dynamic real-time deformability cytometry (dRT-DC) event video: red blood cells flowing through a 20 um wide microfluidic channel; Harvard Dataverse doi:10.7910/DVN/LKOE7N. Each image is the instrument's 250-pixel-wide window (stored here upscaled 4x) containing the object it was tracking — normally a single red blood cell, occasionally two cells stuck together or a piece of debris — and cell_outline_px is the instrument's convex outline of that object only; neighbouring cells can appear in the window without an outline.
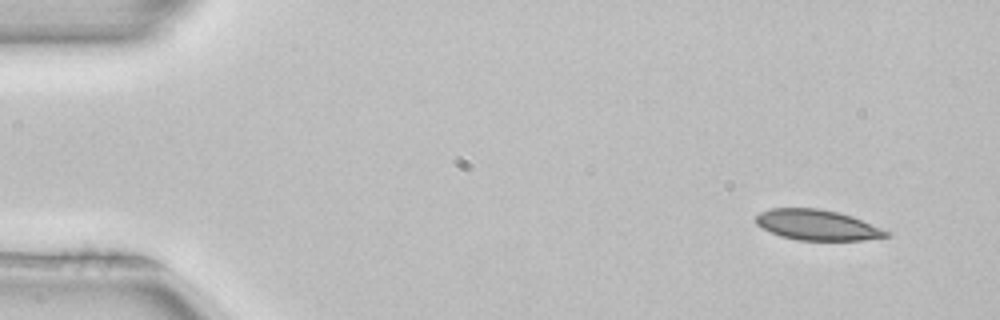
{"species": "common noctule bat (a hibernating species)", "species_latin": "Nyctalus noctula", "temperature_condition": "room temperature", "stored_images_in_passage": 48, "camera_frame_rate_fps": 3000, "um_per_image_px": 0.085, "animal": {"sex": "female", "body_mass_g": 22.7, "forearm_length_mm": 54.2}, "frame": {"image": 1, "passage_image": 1, "time_ms": 0.0, "image_size_px": [1000, 320], "cell_outline_px": [[892, 232], [888, 236], [864, 240], [800, 240], [780, 236], [756, 224], [756, 216], [760, 212], [772, 208], [820, 208], [852, 216]], "centroid_in_image_um": [69.48, 19.12], "position_along_channel_um": 15.5, "area_um2": 23.0}}
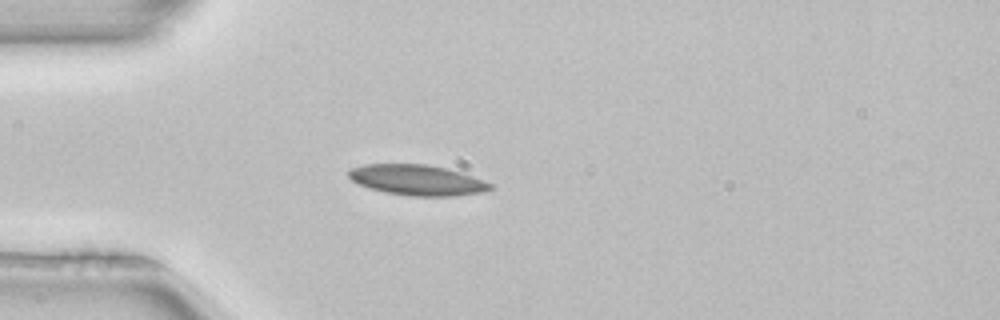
{"frame": {"image": 2, "passage_image": 11, "time_ms": 3.333, "image_size_px": [1000, 320], "cell_outline_px": [[496, 188], [484, 192], [456, 196], [408, 196], [384, 192], [368, 188], [352, 180], [348, 176], [348, 172], [352, 168], [364, 164], [424, 164], [448, 168], [484, 180], [492, 184]], "centroid_in_image_um": [35.5, 15.31], "position_along_channel_um": 49.5, "area_um2": 25.37}}
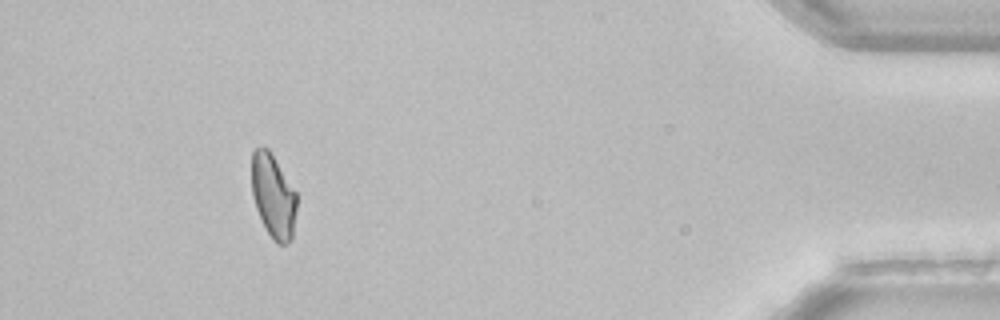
{"frame": {"image": 3, "passage_image": 44, "time_ms": 14.333, "image_size_px": [1000, 320], "cell_outline_px": [[296, 208], [292, 240], [288, 244], [276, 244], [272, 240], [256, 208], [252, 196], [252, 152], [260, 144], [268, 148], [296, 192]], "centroid_in_image_um": [23.22, 16.66], "position_along_channel_um": 412.0, "area_um2": 21.96}, "authors_computed_cell_mechanics": {"area_um2": 23.2934, "velocity_mm_per_s": 3.99, "shape_relaxation_time_tau1_ms": 8.5467, "shape_relaxation_time_tau2_ms": null, "deformation_change_tau1": 0.1621, "deformation_change_tau2": null}}